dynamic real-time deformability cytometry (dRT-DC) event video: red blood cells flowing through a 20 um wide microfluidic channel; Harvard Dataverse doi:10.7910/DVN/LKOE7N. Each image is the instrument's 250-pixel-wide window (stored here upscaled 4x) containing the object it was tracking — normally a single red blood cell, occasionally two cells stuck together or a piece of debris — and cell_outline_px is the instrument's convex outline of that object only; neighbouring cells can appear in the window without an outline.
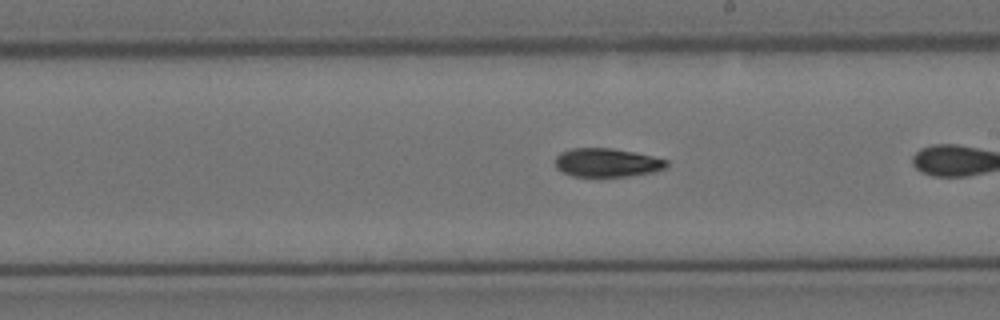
{"species": "Egyptian fruit bat (a non-hibernating species)", "species_latin": "Rousettus aegyptiacus", "temperature_condition": "cold", "stored_images_in_passage": 28, "camera_frame_rate_fps": 3000, "um_per_image_px": 0.085, "animal": {"sex": "female"}, "frame": {"image": 1, "passage_image": 16, "time_ms": 5.0, "image_size_px": [1000, 320], "cell_outline_px": [[668, 164], [664, 168], [652, 172], [628, 176], [572, 176], [560, 172], [556, 168], [556, 156], [560, 152], [572, 148], [612, 148], [636, 152], [668, 160]], "centroid_in_image_um": [51.56, 13.81], "position_along_channel_um": 237.4, "area_um2": 18.61}}